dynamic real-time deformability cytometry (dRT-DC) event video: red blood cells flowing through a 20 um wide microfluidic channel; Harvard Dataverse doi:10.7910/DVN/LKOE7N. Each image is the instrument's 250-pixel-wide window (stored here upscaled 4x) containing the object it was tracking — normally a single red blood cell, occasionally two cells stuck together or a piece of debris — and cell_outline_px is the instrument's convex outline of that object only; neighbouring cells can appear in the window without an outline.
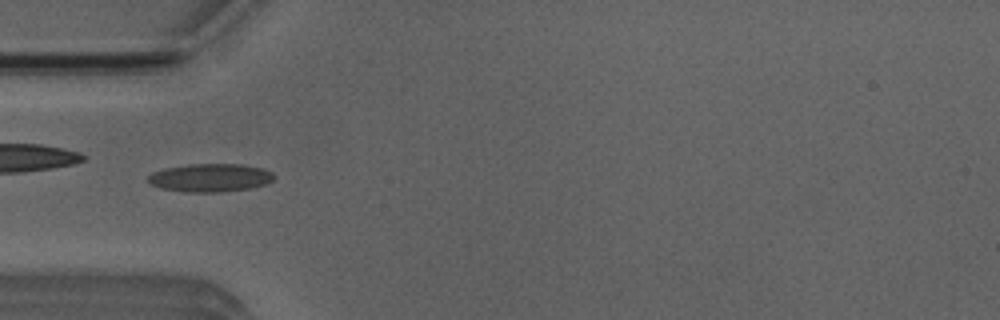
{"species": "Egyptian fruit bat (a non-hibernating species)", "species_latin": "Rousettus aegyptiacus", "temperature_condition": "room temperature", "stored_images_in_passage": 51, "camera_frame_rate_fps": 3000, "um_per_image_px": 0.085, "animal": {"sex": "male"}, "frame": {"image": 1, "passage_image": 15, "time_ms": 4.667, "image_size_px": [1000, 320], "cell_outline_px": [[276, 176], [268, 184], [248, 188], [220, 192], [184, 192], [160, 188], [148, 184], [148, 176], [152, 172], [164, 168], [192, 164], [244, 164], [264, 168], [272, 172]], "centroid_in_image_um": [17.87, 15.1], "position_along_channel_um": 67.1, "area_um2": 20.92}}
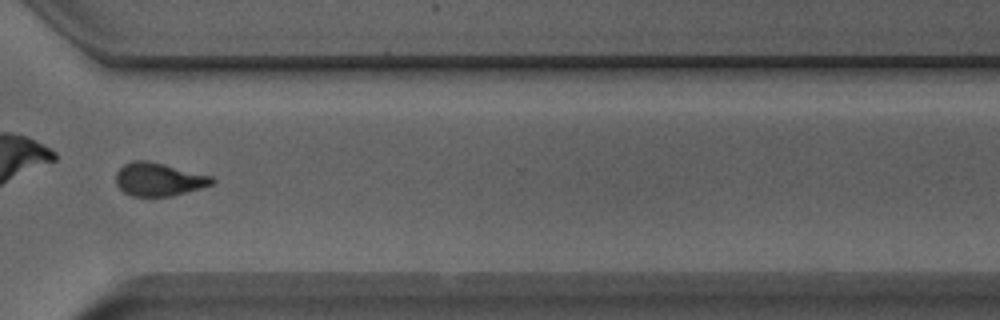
{"frame": {"image": 2, "passage_image": 37, "time_ms": 12.0, "image_size_px": [1000, 320], "cell_outline_px": [[216, 180], [212, 184], [200, 188], [172, 196], [132, 196], [124, 192], [116, 184], [116, 172], [124, 164], [132, 160], [148, 160], [212, 176]], "centroid_in_image_um": [13.48, 15.24], "position_along_channel_um": 357.1, "area_um2": 18.55}}
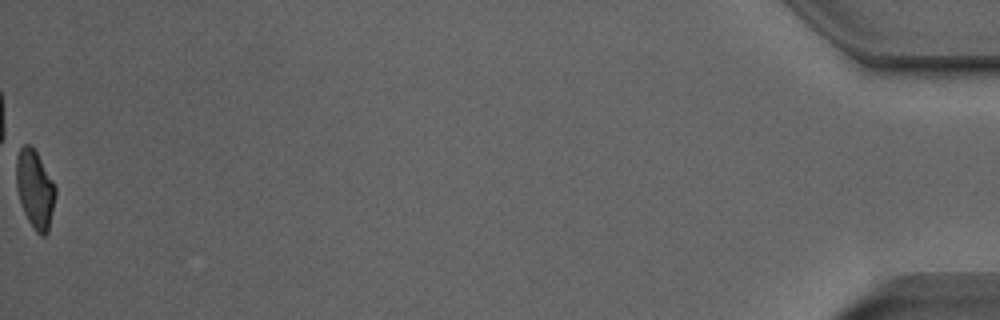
{"frame": {"image": 3, "passage_image": 51, "time_ms": 16.667, "image_size_px": [1000, 320], "cell_outline_px": [[56, 196], [48, 232], [44, 236], [40, 236], [36, 232], [28, 220], [24, 212], [16, 188], [16, 156], [20, 148], [24, 144], [28, 144], [36, 152], [56, 188]], "centroid_in_image_um": [2.96, 16.11], "position_along_channel_um": 432.2, "area_um2": 17.69}, "authors_computed_cell_mechanics": {"area_um2": 18.7272, "velocity_mm_per_s": 3.9523, "shape_relaxation_time_tau1_ms": 4.8086, "shape_relaxation_time_tau2_ms": 1.844, "deformation_change_tau1": 0.1787, "deformation_change_tau2": 0.0885}}